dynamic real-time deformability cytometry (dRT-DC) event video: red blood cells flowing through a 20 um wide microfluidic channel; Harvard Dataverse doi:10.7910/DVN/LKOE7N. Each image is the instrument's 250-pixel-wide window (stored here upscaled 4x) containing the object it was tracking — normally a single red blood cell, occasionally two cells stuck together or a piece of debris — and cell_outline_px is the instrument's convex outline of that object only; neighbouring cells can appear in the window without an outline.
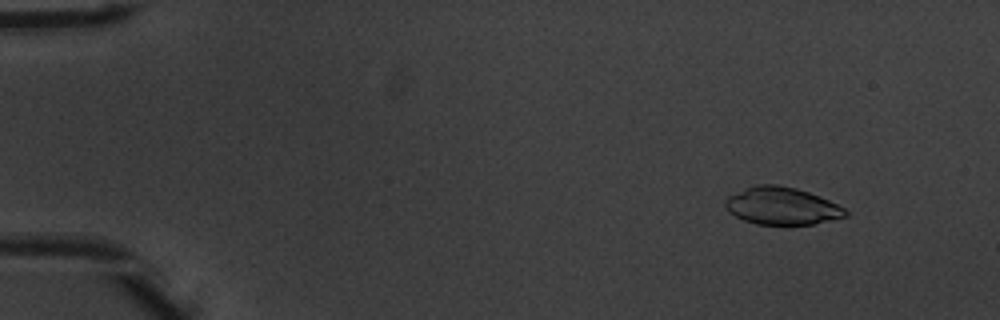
{"species": "common noctule bat (a hibernating species)", "species_latin": "Nyctalus noctula", "temperature_condition": "warm", "stored_images_in_passage": 18, "camera_frame_rate_fps": 3000, "um_per_image_px": 0.085, "animal": {"sex": "male", "body_mass_g": 20.1, "forearm_length_mm": 53.5}, "frame": {"image": 1, "passage_image": 6, "time_ms": 1.667, "image_size_px": [1000, 320], "cell_outline_px": [[848, 216], [812, 224], [756, 224], [744, 220], [728, 212], [724, 208], [724, 200], [728, 196], [756, 184], [776, 184], [796, 188], [820, 196], [844, 208], [848, 212]], "centroid_in_image_um": [66.43, 17.5], "position_along_channel_um": 18.6, "area_um2": 26.13}}